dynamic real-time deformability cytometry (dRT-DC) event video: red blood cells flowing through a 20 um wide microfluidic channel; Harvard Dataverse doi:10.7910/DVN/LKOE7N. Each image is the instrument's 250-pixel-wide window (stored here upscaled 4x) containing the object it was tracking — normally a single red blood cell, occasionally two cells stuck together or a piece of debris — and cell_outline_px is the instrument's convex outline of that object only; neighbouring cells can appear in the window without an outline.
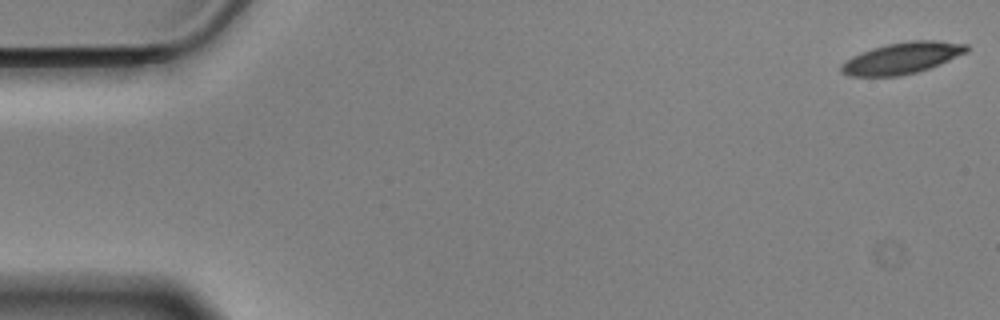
{"species": "Egyptian fruit bat (a non-hibernating species)", "species_latin": "Rousettus aegyptiacus", "temperature_condition": "cold", "stored_images_in_passage": 13, "camera_frame_rate_fps": 3000, "um_per_image_px": 0.085, "animal": {"sex": "male"}, "frame": {"image": 1, "passage_image": 1, "time_ms": 0.0, "image_size_px": [1000, 320], "cell_outline_px": [[968, 52], [940, 64], [916, 72], [900, 76], [848, 76], [840, 72], [840, 64], [852, 56], [860, 52], [872, 48], [888, 44], [908, 40], [936, 40], [968, 44]], "centroid_in_image_um": [76.66, 4.93], "position_along_channel_um": 8.3, "area_um2": 23.06}}